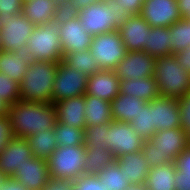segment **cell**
Segmentation results:
<instances>
[{"instance_id": "e0dca14e", "label": "cell", "mask_w": 190, "mask_h": 190, "mask_svg": "<svg viewBox=\"0 0 190 190\" xmlns=\"http://www.w3.org/2000/svg\"><path fill=\"white\" fill-rule=\"evenodd\" d=\"M22 184L27 190H42L50 179L48 162L32 157L25 162L11 177Z\"/></svg>"}, {"instance_id": "f35d334b", "label": "cell", "mask_w": 190, "mask_h": 190, "mask_svg": "<svg viewBox=\"0 0 190 190\" xmlns=\"http://www.w3.org/2000/svg\"><path fill=\"white\" fill-rule=\"evenodd\" d=\"M73 190H105L97 175L84 174L73 181Z\"/></svg>"}, {"instance_id": "836d02e7", "label": "cell", "mask_w": 190, "mask_h": 190, "mask_svg": "<svg viewBox=\"0 0 190 190\" xmlns=\"http://www.w3.org/2000/svg\"><path fill=\"white\" fill-rule=\"evenodd\" d=\"M173 54L190 47V20L182 18L170 26Z\"/></svg>"}, {"instance_id": "7c38bea8", "label": "cell", "mask_w": 190, "mask_h": 190, "mask_svg": "<svg viewBox=\"0 0 190 190\" xmlns=\"http://www.w3.org/2000/svg\"><path fill=\"white\" fill-rule=\"evenodd\" d=\"M104 142L115 157L122 154L138 152L143 147L144 139L141 138L128 122L112 121Z\"/></svg>"}, {"instance_id": "ffe728a7", "label": "cell", "mask_w": 190, "mask_h": 190, "mask_svg": "<svg viewBox=\"0 0 190 190\" xmlns=\"http://www.w3.org/2000/svg\"><path fill=\"white\" fill-rule=\"evenodd\" d=\"M57 122L74 126L79 129L86 128L85 120V94L58 101L54 103Z\"/></svg>"}, {"instance_id": "d6986e66", "label": "cell", "mask_w": 190, "mask_h": 190, "mask_svg": "<svg viewBox=\"0 0 190 190\" xmlns=\"http://www.w3.org/2000/svg\"><path fill=\"white\" fill-rule=\"evenodd\" d=\"M86 93L111 102L120 93V80L114 70H101L88 77Z\"/></svg>"}, {"instance_id": "44dd1931", "label": "cell", "mask_w": 190, "mask_h": 190, "mask_svg": "<svg viewBox=\"0 0 190 190\" xmlns=\"http://www.w3.org/2000/svg\"><path fill=\"white\" fill-rule=\"evenodd\" d=\"M116 162L132 186L146 183L147 175L151 167L145 160L141 150L119 155L116 157Z\"/></svg>"}, {"instance_id": "3957f363", "label": "cell", "mask_w": 190, "mask_h": 190, "mask_svg": "<svg viewBox=\"0 0 190 190\" xmlns=\"http://www.w3.org/2000/svg\"><path fill=\"white\" fill-rule=\"evenodd\" d=\"M59 62L32 61L19 87L21 101L53 104V82Z\"/></svg>"}, {"instance_id": "b9f144b4", "label": "cell", "mask_w": 190, "mask_h": 190, "mask_svg": "<svg viewBox=\"0 0 190 190\" xmlns=\"http://www.w3.org/2000/svg\"><path fill=\"white\" fill-rule=\"evenodd\" d=\"M176 176L190 178V146L176 158Z\"/></svg>"}, {"instance_id": "30bf717a", "label": "cell", "mask_w": 190, "mask_h": 190, "mask_svg": "<svg viewBox=\"0 0 190 190\" xmlns=\"http://www.w3.org/2000/svg\"><path fill=\"white\" fill-rule=\"evenodd\" d=\"M88 76L69 66L64 60L59 61L56 79L53 82V104L58 101L84 95Z\"/></svg>"}, {"instance_id": "ab89813d", "label": "cell", "mask_w": 190, "mask_h": 190, "mask_svg": "<svg viewBox=\"0 0 190 190\" xmlns=\"http://www.w3.org/2000/svg\"><path fill=\"white\" fill-rule=\"evenodd\" d=\"M180 109L181 128L189 135L190 134V90L185 96L178 99Z\"/></svg>"}, {"instance_id": "277c9868", "label": "cell", "mask_w": 190, "mask_h": 190, "mask_svg": "<svg viewBox=\"0 0 190 190\" xmlns=\"http://www.w3.org/2000/svg\"><path fill=\"white\" fill-rule=\"evenodd\" d=\"M82 27L91 35L118 30L131 15L116 7L115 0H100L75 13Z\"/></svg>"}, {"instance_id": "e575fe53", "label": "cell", "mask_w": 190, "mask_h": 190, "mask_svg": "<svg viewBox=\"0 0 190 190\" xmlns=\"http://www.w3.org/2000/svg\"><path fill=\"white\" fill-rule=\"evenodd\" d=\"M134 131L144 140H149L156 132L153 124L152 110L147 102L137 116L129 122Z\"/></svg>"}, {"instance_id": "9c48e42d", "label": "cell", "mask_w": 190, "mask_h": 190, "mask_svg": "<svg viewBox=\"0 0 190 190\" xmlns=\"http://www.w3.org/2000/svg\"><path fill=\"white\" fill-rule=\"evenodd\" d=\"M58 18L63 57L71 52L89 50L94 36L82 27L78 16L75 13L63 12Z\"/></svg>"}, {"instance_id": "cb8c5ba5", "label": "cell", "mask_w": 190, "mask_h": 190, "mask_svg": "<svg viewBox=\"0 0 190 190\" xmlns=\"http://www.w3.org/2000/svg\"><path fill=\"white\" fill-rule=\"evenodd\" d=\"M120 93L145 100L147 102L156 99L160 94L157 88L155 76L140 79L120 80Z\"/></svg>"}, {"instance_id": "7a4b0ae2", "label": "cell", "mask_w": 190, "mask_h": 190, "mask_svg": "<svg viewBox=\"0 0 190 190\" xmlns=\"http://www.w3.org/2000/svg\"><path fill=\"white\" fill-rule=\"evenodd\" d=\"M189 146V135L179 127L155 132L149 140H144L141 152L149 166L153 167L175 163Z\"/></svg>"}, {"instance_id": "f546056e", "label": "cell", "mask_w": 190, "mask_h": 190, "mask_svg": "<svg viewBox=\"0 0 190 190\" xmlns=\"http://www.w3.org/2000/svg\"><path fill=\"white\" fill-rule=\"evenodd\" d=\"M114 162H116V157L108 147L86 148L84 174L97 175L105 166Z\"/></svg>"}, {"instance_id": "d4e9b609", "label": "cell", "mask_w": 190, "mask_h": 190, "mask_svg": "<svg viewBox=\"0 0 190 190\" xmlns=\"http://www.w3.org/2000/svg\"><path fill=\"white\" fill-rule=\"evenodd\" d=\"M32 61L26 53L2 50L0 51V72L20 83Z\"/></svg>"}, {"instance_id": "db71d44e", "label": "cell", "mask_w": 190, "mask_h": 190, "mask_svg": "<svg viewBox=\"0 0 190 190\" xmlns=\"http://www.w3.org/2000/svg\"><path fill=\"white\" fill-rule=\"evenodd\" d=\"M3 179H4V177H3V175L0 173V186H1V183H2Z\"/></svg>"}, {"instance_id": "74e56055", "label": "cell", "mask_w": 190, "mask_h": 190, "mask_svg": "<svg viewBox=\"0 0 190 190\" xmlns=\"http://www.w3.org/2000/svg\"><path fill=\"white\" fill-rule=\"evenodd\" d=\"M22 0H0V30L3 28L2 20L14 14H22Z\"/></svg>"}, {"instance_id": "4316f807", "label": "cell", "mask_w": 190, "mask_h": 190, "mask_svg": "<svg viewBox=\"0 0 190 190\" xmlns=\"http://www.w3.org/2000/svg\"><path fill=\"white\" fill-rule=\"evenodd\" d=\"M85 120L86 128L91 125L112 122L111 103L102 98L85 93Z\"/></svg>"}, {"instance_id": "f1b7e54d", "label": "cell", "mask_w": 190, "mask_h": 190, "mask_svg": "<svg viewBox=\"0 0 190 190\" xmlns=\"http://www.w3.org/2000/svg\"><path fill=\"white\" fill-rule=\"evenodd\" d=\"M26 140L34 157L47 161L51 154L58 148L54 130H45L29 135Z\"/></svg>"}, {"instance_id": "ba28073f", "label": "cell", "mask_w": 190, "mask_h": 190, "mask_svg": "<svg viewBox=\"0 0 190 190\" xmlns=\"http://www.w3.org/2000/svg\"><path fill=\"white\" fill-rule=\"evenodd\" d=\"M89 51L102 70H114L127 54V49L117 30L95 35Z\"/></svg>"}, {"instance_id": "8d00e7d4", "label": "cell", "mask_w": 190, "mask_h": 190, "mask_svg": "<svg viewBox=\"0 0 190 190\" xmlns=\"http://www.w3.org/2000/svg\"><path fill=\"white\" fill-rule=\"evenodd\" d=\"M111 122L105 124L91 125L85 128L84 145L86 148L107 147L104 136L108 132Z\"/></svg>"}, {"instance_id": "60d3db41", "label": "cell", "mask_w": 190, "mask_h": 190, "mask_svg": "<svg viewBox=\"0 0 190 190\" xmlns=\"http://www.w3.org/2000/svg\"><path fill=\"white\" fill-rule=\"evenodd\" d=\"M13 138L15 135L8 114L0 116V154Z\"/></svg>"}, {"instance_id": "5bb4252c", "label": "cell", "mask_w": 190, "mask_h": 190, "mask_svg": "<svg viewBox=\"0 0 190 190\" xmlns=\"http://www.w3.org/2000/svg\"><path fill=\"white\" fill-rule=\"evenodd\" d=\"M139 15L151 27H170L182 19L177 0H144Z\"/></svg>"}, {"instance_id": "2e32d148", "label": "cell", "mask_w": 190, "mask_h": 190, "mask_svg": "<svg viewBox=\"0 0 190 190\" xmlns=\"http://www.w3.org/2000/svg\"><path fill=\"white\" fill-rule=\"evenodd\" d=\"M154 128L157 131L181 127L180 109L177 99L162 97L149 101Z\"/></svg>"}, {"instance_id": "7402d4cb", "label": "cell", "mask_w": 190, "mask_h": 190, "mask_svg": "<svg viewBox=\"0 0 190 190\" xmlns=\"http://www.w3.org/2000/svg\"><path fill=\"white\" fill-rule=\"evenodd\" d=\"M22 14L36 26L53 22L62 12L53 0H26Z\"/></svg>"}, {"instance_id": "ee69618b", "label": "cell", "mask_w": 190, "mask_h": 190, "mask_svg": "<svg viewBox=\"0 0 190 190\" xmlns=\"http://www.w3.org/2000/svg\"><path fill=\"white\" fill-rule=\"evenodd\" d=\"M42 190H73V181L68 179L50 178Z\"/></svg>"}, {"instance_id": "484cf974", "label": "cell", "mask_w": 190, "mask_h": 190, "mask_svg": "<svg viewBox=\"0 0 190 190\" xmlns=\"http://www.w3.org/2000/svg\"><path fill=\"white\" fill-rule=\"evenodd\" d=\"M176 163L153 166L147 175V190H175Z\"/></svg>"}, {"instance_id": "83f0119b", "label": "cell", "mask_w": 190, "mask_h": 190, "mask_svg": "<svg viewBox=\"0 0 190 190\" xmlns=\"http://www.w3.org/2000/svg\"><path fill=\"white\" fill-rule=\"evenodd\" d=\"M145 52L155 58L173 54L170 27H151L146 42Z\"/></svg>"}, {"instance_id": "d590c367", "label": "cell", "mask_w": 190, "mask_h": 190, "mask_svg": "<svg viewBox=\"0 0 190 190\" xmlns=\"http://www.w3.org/2000/svg\"><path fill=\"white\" fill-rule=\"evenodd\" d=\"M20 83L0 72V100L8 106L13 105L20 100Z\"/></svg>"}, {"instance_id": "681fc988", "label": "cell", "mask_w": 190, "mask_h": 190, "mask_svg": "<svg viewBox=\"0 0 190 190\" xmlns=\"http://www.w3.org/2000/svg\"><path fill=\"white\" fill-rule=\"evenodd\" d=\"M175 190H190V178H178L175 176Z\"/></svg>"}, {"instance_id": "4fadbf2b", "label": "cell", "mask_w": 190, "mask_h": 190, "mask_svg": "<svg viewBox=\"0 0 190 190\" xmlns=\"http://www.w3.org/2000/svg\"><path fill=\"white\" fill-rule=\"evenodd\" d=\"M156 58L145 51L127 52L114 69L119 80L140 79L155 75Z\"/></svg>"}, {"instance_id": "8992f818", "label": "cell", "mask_w": 190, "mask_h": 190, "mask_svg": "<svg viewBox=\"0 0 190 190\" xmlns=\"http://www.w3.org/2000/svg\"><path fill=\"white\" fill-rule=\"evenodd\" d=\"M26 54L33 61L63 60L62 46L59 35V18L53 22L36 25L28 38Z\"/></svg>"}, {"instance_id": "7dc6e473", "label": "cell", "mask_w": 190, "mask_h": 190, "mask_svg": "<svg viewBox=\"0 0 190 190\" xmlns=\"http://www.w3.org/2000/svg\"><path fill=\"white\" fill-rule=\"evenodd\" d=\"M0 190H27L22 184L17 183L12 178H4Z\"/></svg>"}, {"instance_id": "5b68a950", "label": "cell", "mask_w": 190, "mask_h": 190, "mask_svg": "<svg viewBox=\"0 0 190 190\" xmlns=\"http://www.w3.org/2000/svg\"><path fill=\"white\" fill-rule=\"evenodd\" d=\"M155 80L162 97L180 99L190 90V73L175 54L156 58Z\"/></svg>"}, {"instance_id": "c3c4849f", "label": "cell", "mask_w": 190, "mask_h": 190, "mask_svg": "<svg viewBox=\"0 0 190 190\" xmlns=\"http://www.w3.org/2000/svg\"><path fill=\"white\" fill-rule=\"evenodd\" d=\"M182 18L190 20V0H177Z\"/></svg>"}, {"instance_id": "d6a6232c", "label": "cell", "mask_w": 190, "mask_h": 190, "mask_svg": "<svg viewBox=\"0 0 190 190\" xmlns=\"http://www.w3.org/2000/svg\"><path fill=\"white\" fill-rule=\"evenodd\" d=\"M54 133L58 146H77L84 144L85 129L56 122Z\"/></svg>"}, {"instance_id": "9a60e30c", "label": "cell", "mask_w": 190, "mask_h": 190, "mask_svg": "<svg viewBox=\"0 0 190 190\" xmlns=\"http://www.w3.org/2000/svg\"><path fill=\"white\" fill-rule=\"evenodd\" d=\"M34 157L26 138L15 137L10 140L0 154V173L11 178L25 162Z\"/></svg>"}, {"instance_id": "f6af8a7d", "label": "cell", "mask_w": 190, "mask_h": 190, "mask_svg": "<svg viewBox=\"0 0 190 190\" xmlns=\"http://www.w3.org/2000/svg\"><path fill=\"white\" fill-rule=\"evenodd\" d=\"M100 0H71V6L69 8V12L77 13L81 9L88 7L91 4H95Z\"/></svg>"}, {"instance_id": "6da1fadb", "label": "cell", "mask_w": 190, "mask_h": 190, "mask_svg": "<svg viewBox=\"0 0 190 190\" xmlns=\"http://www.w3.org/2000/svg\"><path fill=\"white\" fill-rule=\"evenodd\" d=\"M8 116L15 137L27 138L31 134L54 130L57 122L54 104L17 101L9 106Z\"/></svg>"}, {"instance_id": "52a82bcc", "label": "cell", "mask_w": 190, "mask_h": 190, "mask_svg": "<svg viewBox=\"0 0 190 190\" xmlns=\"http://www.w3.org/2000/svg\"><path fill=\"white\" fill-rule=\"evenodd\" d=\"M85 145L58 146L47 160L52 179L76 180L84 175Z\"/></svg>"}, {"instance_id": "bcb514c9", "label": "cell", "mask_w": 190, "mask_h": 190, "mask_svg": "<svg viewBox=\"0 0 190 190\" xmlns=\"http://www.w3.org/2000/svg\"><path fill=\"white\" fill-rule=\"evenodd\" d=\"M180 65L190 73V47L175 54Z\"/></svg>"}, {"instance_id": "8fae6325", "label": "cell", "mask_w": 190, "mask_h": 190, "mask_svg": "<svg viewBox=\"0 0 190 190\" xmlns=\"http://www.w3.org/2000/svg\"><path fill=\"white\" fill-rule=\"evenodd\" d=\"M3 28L0 30L2 50L5 52L25 53L28 38L35 25L23 14H14L2 20Z\"/></svg>"}, {"instance_id": "11a10c76", "label": "cell", "mask_w": 190, "mask_h": 190, "mask_svg": "<svg viewBox=\"0 0 190 190\" xmlns=\"http://www.w3.org/2000/svg\"><path fill=\"white\" fill-rule=\"evenodd\" d=\"M0 51H2L1 37H0Z\"/></svg>"}, {"instance_id": "f907efd6", "label": "cell", "mask_w": 190, "mask_h": 190, "mask_svg": "<svg viewBox=\"0 0 190 190\" xmlns=\"http://www.w3.org/2000/svg\"><path fill=\"white\" fill-rule=\"evenodd\" d=\"M58 9L63 12H69L71 0H53Z\"/></svg>"}, {"instance_id": "f5cc1de1", "label": "cell", "mask_w": 190, "mask_h": 190, "mask_svg": "<svg viewBox=\"0 0 190 190\" xmlns=\"http://www.w3.org/2000/svg\"><path fill=\"white\" fill-rule=\"evenodd\" d=\"M127 190H147L145 184L143 185H133Z\"/></svg>"}, {"instance_id": "7bdbcfd3", "label": "cell", "mask_w": 190, "mask_h": 190, "mask_svg": "<svg viewBox=\"0 0 190 190\" xmlns=\"http://www.w3.org/2000/svg\"><path fill=\"white\" fill-rule=\"evenodd\" d=\"M116 7L126 11L130 15H139L142 9L144 0H115Z\"/></svg>"}, {"instance_id": "816d5d0a", "label": "cell", "mask_w": 190, "mask_h": 190, "mask_svg": "<svg viewBox=\"0 0 190 190\" xmlns=\"http://www.w3.org/2000/svg\"><path fill=\"white\" fill-rule=\"evenodd\" d=\"M9 106L2 100H0V116L8 114Z\"/></svg>"}, {"instance_id": "ac0fdd59", "label": "cell", "mask_w": 190, "mask_h": 190, "mask_svg": "<svg viewBox=\"0 0 190 190\" xmlns=\"http://www.w3.org/2000/svg\"><path fill=\"white\" fill-rule=\"evenodd\" d=\"M150 28V24L140 15H131L120 25L117 31L127 52L146 51Z\"/></svg>"}, {"instance_id": "603a6c76", "label": "cell", "mask_w": 190, "mask_h": 190, "mask_svg": "<svg viewBox=\"0 0 190 190\" xmlns=\"http://www.w3.org/2000/svg\"><path fill=\"white\" fill-rule=\"evenodd\" d=\"M110 103L113 121L129 123L147 101L119 93Z\"/></svg>"}, {"instance_id": "4dcf8cb0", "label": "cell", "mask_w": 190, "mask_h": 190, "mask_svg": "<svg viewBox=\"0 0 190 190\" xmlns=\"http://www.w3.org/2000/svg\"><path fill=\"white\" fill-rule=\"evenodd\" d=\"M97 176L100 178L101 186L105 190H127L132 186L124 172H121L117 162L105 166Z\"/></svg>"}, {"instance_id": "1f68e13d", "label": "cell", "mask_w": 190, "mask_h": 190, "mask_svg": "<svg viewBox=\"0 0 190 190\" xmlns=\"http://www.w3.org/2000/svg\"><path fill=\"white\" fill-rule=\"evenodd\" d=\"M63 60L79 72L85 73L88 77L102 70L97 61L91 56L89 50L68 53Z\"/></svg>"}]
</instances>
